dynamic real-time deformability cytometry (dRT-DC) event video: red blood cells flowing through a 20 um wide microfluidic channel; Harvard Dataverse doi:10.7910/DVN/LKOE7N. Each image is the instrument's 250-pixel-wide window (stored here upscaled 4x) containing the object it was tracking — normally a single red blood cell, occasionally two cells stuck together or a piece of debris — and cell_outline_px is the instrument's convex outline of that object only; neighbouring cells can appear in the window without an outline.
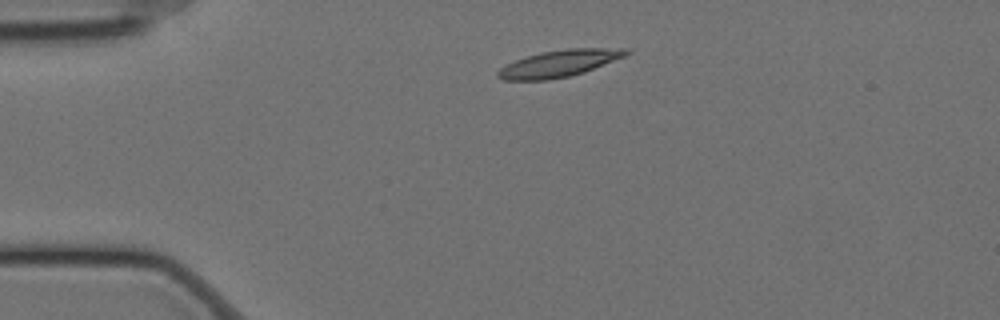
{"species": "Egyptian fruit bat (a non-hibernating species)", "species_latin": "Rousettus aegyptiacus", "temperature_condition": "cold", "stored_images_in_passage": 41, "camera_frame_rate_fps": 3000, "um_per_image_px": 0.085, "animal": {"sex": "female"}, "frame": {"image": 1, "passage_image": 1, "time_ms": 0.0, "image_size_px": [1000, 320], "cell_outline_px": [[632, 52], [624, 56], [584, 72], [568, 76], [548, 80], [504, 80], [496, 76], [496, 72], [504, 64], [540, 52], [568, 48], [628, 48]], "centroid_in_image_um": [47.51, 5.39], "position_along_channel_um": 37.5, "area_um2": 20.0}}
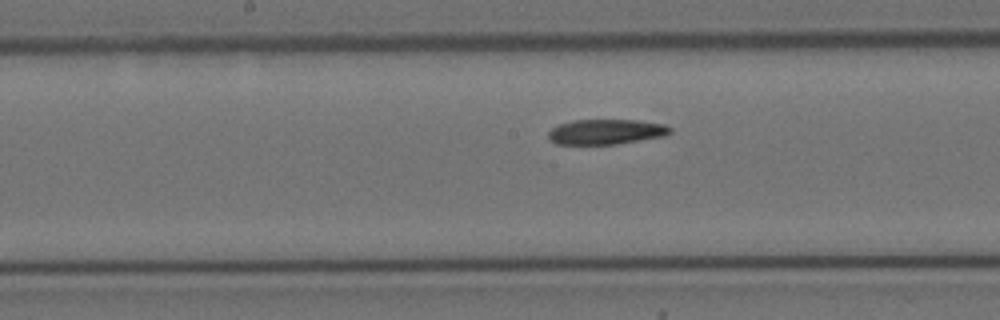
{"frame": {"image": 2, "passage_image": 18, "time_ms": 5.667, "image_size_px": [1000, 320], "cell_outline_px": [[672, 132], [664, 136], [616, 144], [556, 144], [548, 136], [548, 132], [552, 128], [560, 124], [572, 120], [636, 120], [664, 124], [672, 128]], "centroid_in_image_um": [51.53, 11.2], "position_along_channel_um": 196.7, "area_um2": 17.74}}
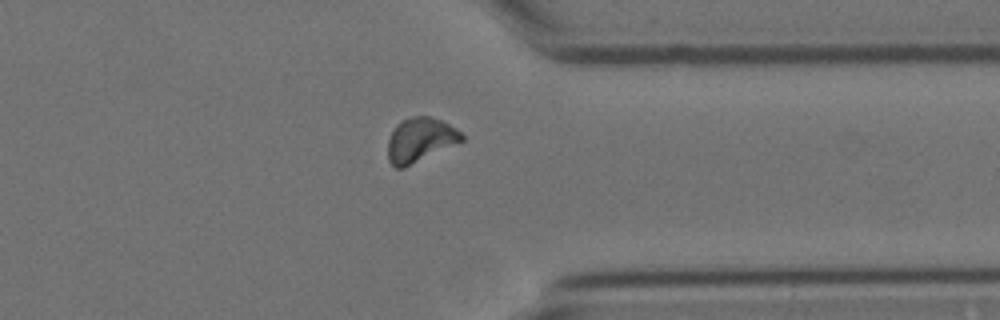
{"frame": {"image": 3, "passage_image": 34, "time_ms": 11.0, "image_size_px": [1000, 320], "cell_outline_px": [[464, 140], [404, 168], [396, 168], [388, 160], [388, 140], [396, 124], [400, 120], [412, 116], [428, 116], [440, 120], [456, 128], [464, 136]], "centroid_in_image_um": [35.69, 11.88], "position_along_channel_um": 375.7, "area_um2": 18.96}, "authors_computed_cell_mechanics": {"area_um2": 18.785, "velocity_mm_per_s": 3.4401, "shape_relaxation_time_tau1_ms": null, "shape_relaxation_time_tau2_ms": 9.1221, "deformation_change_tau1": null, "deformation_change_tau2": 0.1162}}